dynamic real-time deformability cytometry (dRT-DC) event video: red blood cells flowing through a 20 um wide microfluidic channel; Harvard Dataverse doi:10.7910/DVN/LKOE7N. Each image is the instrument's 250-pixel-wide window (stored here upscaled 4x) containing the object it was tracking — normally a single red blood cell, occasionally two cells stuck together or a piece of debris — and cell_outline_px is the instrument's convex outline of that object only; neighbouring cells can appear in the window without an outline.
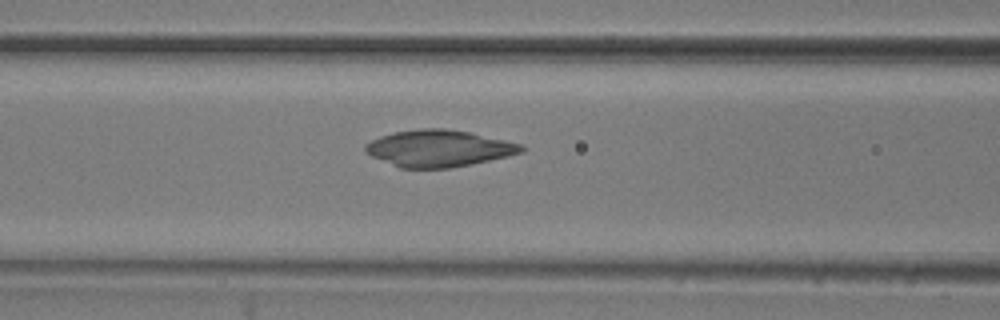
{"species": "common noctule bat (a hibernating species)", "species_latin": "Nyctalus noctula", "temperature_condition": "room temperature", "stored_images_in_passage": 55, "camera_frame_rate_fps": 3000, "um_per_image_px": 0.085, "animal": {"sex": "male", "body_mass_g": 20.5, "forearm_length_mm": 52.5}, "frame": {"image": 1, "passage_image": 22, "time_ms": 7.0, "image_size_px": [1000, 320], "cell_outline_px": [[528, 148], [524, 152], [508, 156], [452, 168], [400, 168], [372, 156], [364, 152], [364, 144], [380, 136], [392, 132], [424, 128], [444, 128], [468, 132], [504, 140], [520, 144]], "centroid_in_image_um": [37.28, 12.61], "position_along_channel_um": 129.3, "area_um2": 33.35}}
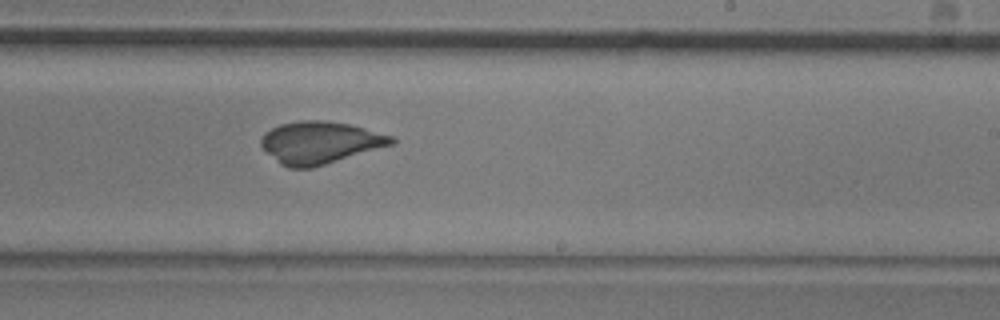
{"frame": {"image": 2, "passage_image": 33, "time_ms": 10.667, "image_size_px": [1000, 320], "cell_outline_px": [[396, 140], [392, 144], [312, 168], [288, 168], [280, 164], [260, 144], [260, 140], [264, 132], [280, 124], [300, 120], [324, 120], [348, 124], [364, 128], [392, 136]], "centroid_in_image_um": [27.16, 12.11], "position_along_channel_um": 261.8, "area_um2": 31.67}}
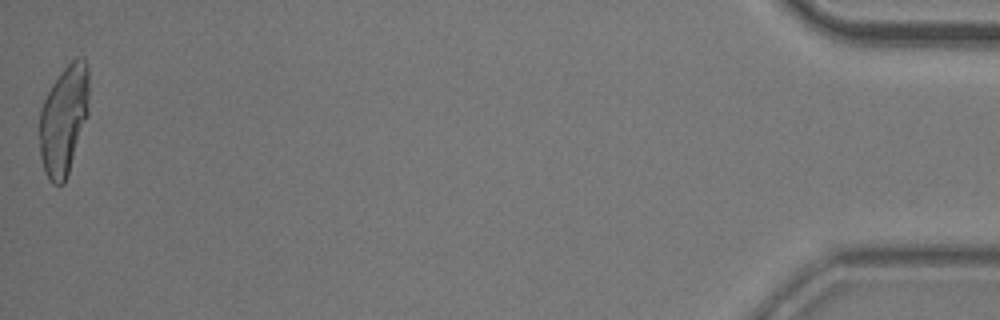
{"frame": {"image": 3, "passage_image": 55, "time_ms": 18.0, "image_size_px": [1000, 320], "cell_outline_px": [[88, 112], [64, 184], [52, 184], [44, 172], [40, 156], [40, 108], [52, 84], [60, 72], [76, 56], [80, 56], [88, 64]], "centroid_in_image_um": [5.41, 10.16], "position_along_channel_um": 429.8, "area_um2": 31.33}}